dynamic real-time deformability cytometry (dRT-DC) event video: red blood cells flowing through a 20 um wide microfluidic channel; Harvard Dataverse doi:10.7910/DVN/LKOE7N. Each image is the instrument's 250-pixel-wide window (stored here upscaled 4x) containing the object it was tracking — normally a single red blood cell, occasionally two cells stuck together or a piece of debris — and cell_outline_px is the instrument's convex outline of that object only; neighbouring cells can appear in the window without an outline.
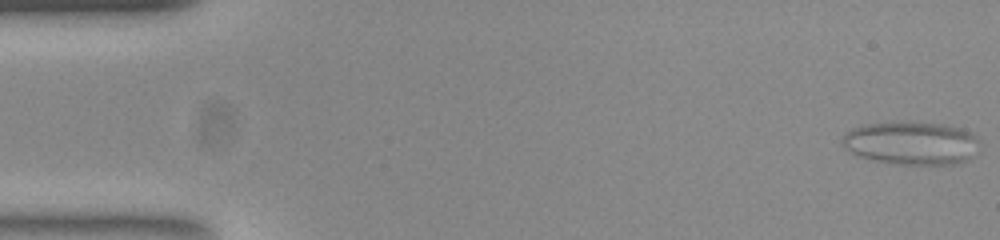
{"species": "common noctule bat (a hibernating species)", "species_latin": "Nyctalus noctula", "temperature_condition": "room temperature", "stored_images_in_passage": 54, "camera_frame_rate_fps": 3000, "um_per_image_px": 0.085, "animal": {"sex": "female", "body_mass_g": 23.0, "forearm_length_mm": 53.4}, "frame": {"image": 1, "passage_image": 1, "time_ms": 0.0, "image_size_px": [1000, 240], "cell_outline_px": [[980, 144], [976, 152], [968, 160], [952, 164], [896, 164], [872, 160], [860, 156], [852, 152], [840, 144], [840, 140], [852, 128], [860, 124], [944, 124], [960, 128], [972, 132], [980, 140]], "centroid_in_image_um": [77.5, 12.19], "position_along_channel_um": 7.5, "area_um2": 34.04}}
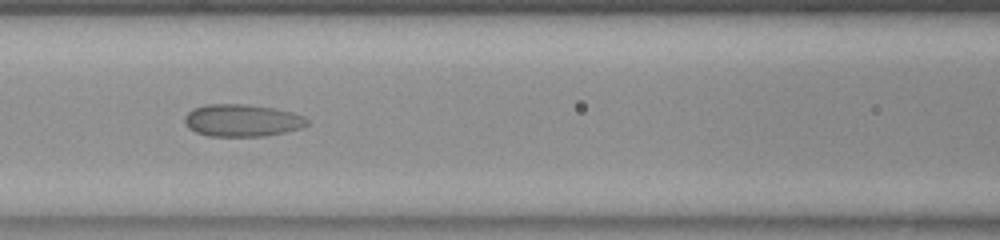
{"frame": {"image": 2, "passage_image": 23, "time_ms": 7.333, "image_size_px": [1000, 240], "cell_outline_px": [[308, 124], [300, 128], [284, 132], [264, 136], [208, 136], [196, 132], [188, 128], [184, 120], [184, 116], [192, 108], [204, 104], [244, 104], [276, 108], [292, 112], [304, 116], [308, 120]], "centroid_in_image_um": [20.55, 10.23], "position_along_channel_um": 146.0, "area_um2": 23.18}}
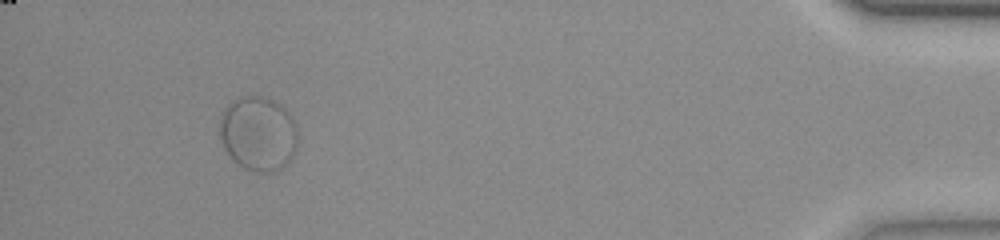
{"frame": {"image": 3, "passage_image": 50, "time_ms": 16.333, "image_size_px": [1000, 240], "cell_outline_px": [[296, 148], [292, 156], [280, 168], [272, 172], [256, 172], [244, 168], [224, 148], [220, 140], [220, 112], [232, 100], [244, 96], [260, 96], [276, 100], [292, 116], [296, 124]], "centroid_in_image_um": [21.93, 11.31], "position_along_channel_um": 413.3, "area_um2": 33.81}}